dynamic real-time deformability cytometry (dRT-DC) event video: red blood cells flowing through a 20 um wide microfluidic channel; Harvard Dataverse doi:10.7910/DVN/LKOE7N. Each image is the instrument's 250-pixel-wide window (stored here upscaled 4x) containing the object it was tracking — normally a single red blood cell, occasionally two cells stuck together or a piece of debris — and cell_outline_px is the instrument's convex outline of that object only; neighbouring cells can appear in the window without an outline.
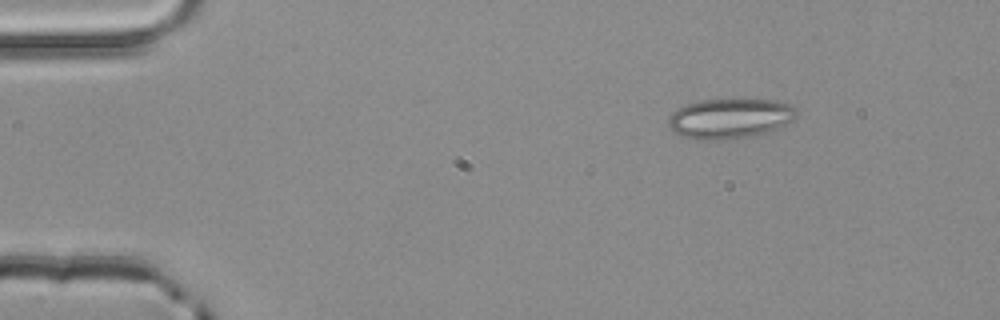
{"species": "common noctule bat (a hibernating species)", "species_latin": "Nyctalus noctula", "temperature_condition": "room temperature", "stored_images_in_passage": 4, "camera_frame_rate_fps": 3000, "um_per_image_px": 0.085, "animal": {"sex": "male", "body_mass_g": 20.4}, "frame": {"image": 1, "passage_image": 2, "time_ms": 0.333, "image_size_px": [1000, 320], "cell_outline_px": [[796, 116], [792, 120], [776, 128], [764, 132], [732, 140], [700, 140], [680, 136], [668, 124], [668, 120], [672, 112], [676, 108], [700, 100], [772, 100], [792, 104], [796, 108]], "centroid_in_image_um": [62.01, 10.07], "position_along_channel_um": 23.0, "area_um2": 29.65}}
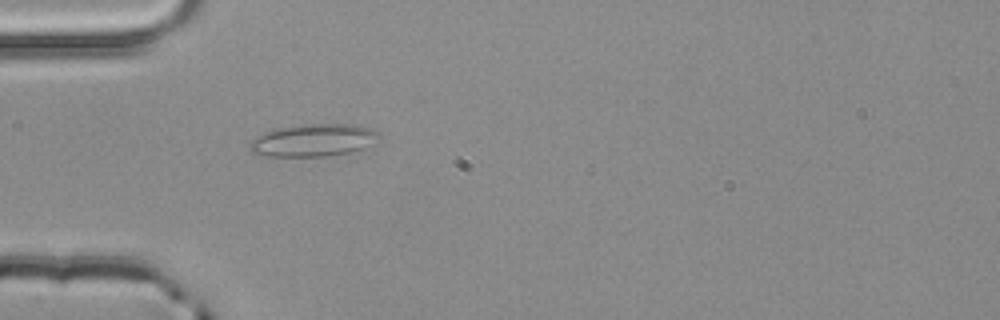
{"frame": {"image": 2, "passage_image": 4, "time_ms": 1.0, "image_size_px": [1000, 320], "cell_outline_px": [[380, 136], [368, 144], [360, 148], [348, 152], [328, 156], [268, 156], [252, 152], [248, 148], [248, 144], [256, 136], [276, 128], [312, 124], [356, 124], [372, 128], [380, 132]], "centroid_in_image_um": [26.61, 11.91], "position_along_channel_um": 58.4, "area_um2": 24.16}}